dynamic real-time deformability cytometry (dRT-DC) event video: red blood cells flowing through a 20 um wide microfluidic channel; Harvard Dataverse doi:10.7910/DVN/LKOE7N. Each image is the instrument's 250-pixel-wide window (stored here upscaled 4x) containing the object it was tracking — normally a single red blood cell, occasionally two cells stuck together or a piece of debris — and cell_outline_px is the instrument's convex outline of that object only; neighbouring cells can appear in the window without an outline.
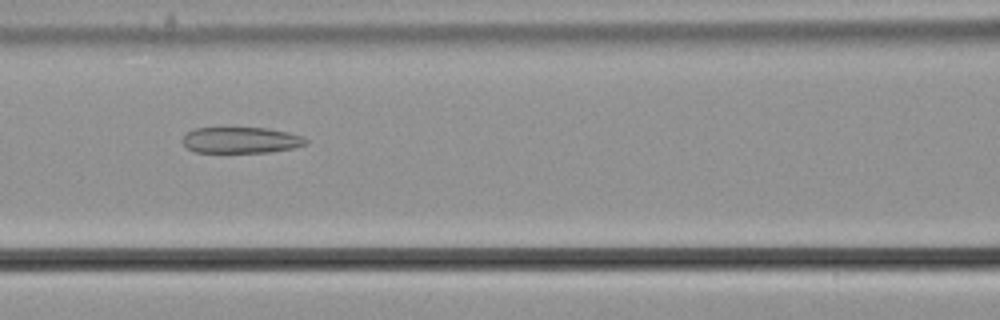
{"species": "common noctule bat (a hibernating species)", "species_latin": "Nyctalus noctula", "temperature_condition": "cold", "stored_images_in_passage": 55, "camera_frame_rate_fps": 3000, "um_per_image_px": 0.085, "animal": {"sex": "male", "body_mass_g": 21.5, "forearm_length_mm": 52.0}, "frame": {"image": 1, "passage_image": 24, "time_ms": 7.667, "image_size_px": [1000, 320], "cell_outline_px": [[308, 144], [292, 148], [268, 152], [196, 152], [188, 148], [180, 140], [192, 128], [268, 128], [288, 132], [304, 136], [308, 140]], "centroid_in_image_um": [20.5, 11.9], "position_along_channel_um": 146.1, "area_um2": 18.79}}
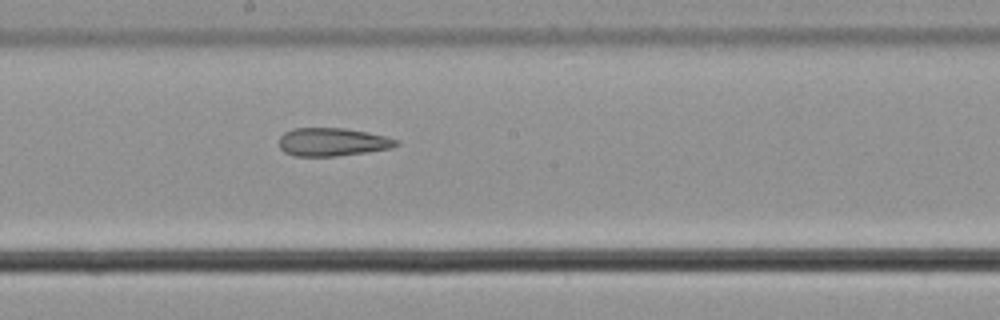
{"frame": {"image": 2, "passage_image": 30, "time_ms": 9.667, "image_size_px": [1000, 320], "cell_outline_px": [[400, 144], [392, 148], [336, 156], [292, 156], [284, 152], [280, 148], [280, 136], [284, 132], [292, 128], [344, 128], [368, 132], [388, 136], [400, 140]], "centroid_in_image_um": [28.28, 12.06], "position_along_channel_um": 219.9, "area_um2": 19.42}}
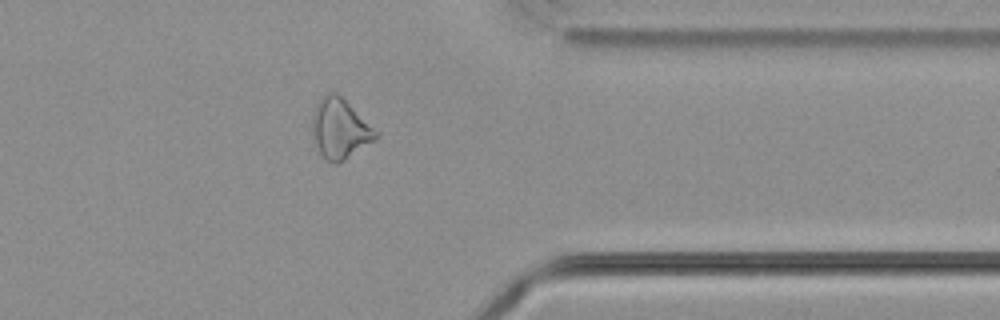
{"frame": {"image": 3, "passage_image": 44, "time_ms": 14.333, "image_size_px": [1000, 320], "cell_outline_px": [[380, 136], [344, 160], [336, 164], [324, 160], [312, 136], [312, 116], [316, 104], [320, 96], [328, 92], [336, 92], [380, 132]], "centroid_in_image_um": [28.89, 10.93], "position_along_channel_um": 382.5, "area_um2": 22.31}, "authors_computed_cell_mechanics": {"area_um2": 23.8136, "velocity_mm_per_s": 3.701, "shape_relaxation_time_tau1_ms": null, "shape_relaxation_time_tau2_ms": 6.1386, "deformation_change_tau1": null, "deformation_change_tau2": 0.1846}}